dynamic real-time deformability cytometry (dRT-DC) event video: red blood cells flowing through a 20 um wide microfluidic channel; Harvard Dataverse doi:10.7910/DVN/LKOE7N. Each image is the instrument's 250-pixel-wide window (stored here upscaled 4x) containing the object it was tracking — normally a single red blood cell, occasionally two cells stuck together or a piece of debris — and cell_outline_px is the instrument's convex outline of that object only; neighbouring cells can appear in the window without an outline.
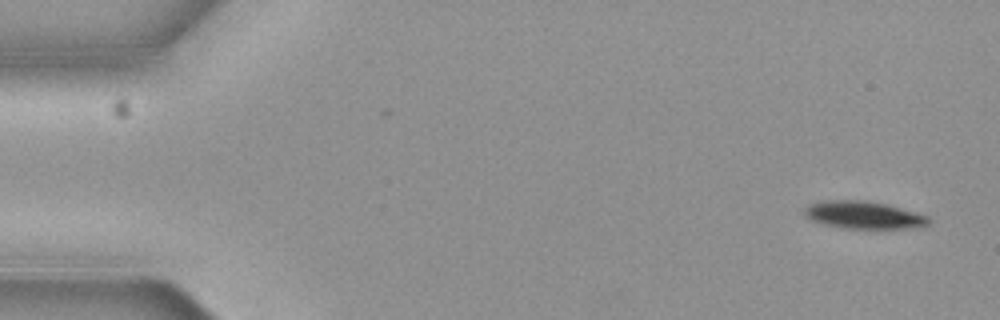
{"species": "common noctule bat (a hibernating species)", "species_latin": "Nyctalus noctula", "temperature_condition": "cold", "stored_images_in_passage": 5, "camera_frame_rate_fps": 3000, "um_per_image_px": 0.085, "animal": {"sex": "female", "body_mass_g": 19.3, "forearm_length_mm": 54.1}, "frame": {"image": 1, "passage_image": 1, "time_ms": 0.0, "image_size_px": [1000, 320], "cell_outline_px": [[932, 224], [924, 228], [844, 228], [824, 224], [812, 220], [804, 216], [804, 208], [808, 204], [824, 200], [860, 200], [884, 204], [928, 216], [932, 220]], "centroid_in_image_um": [73.43, 18.29], "position_along_channel_um": 11.6, "area_um2": 19.94}}
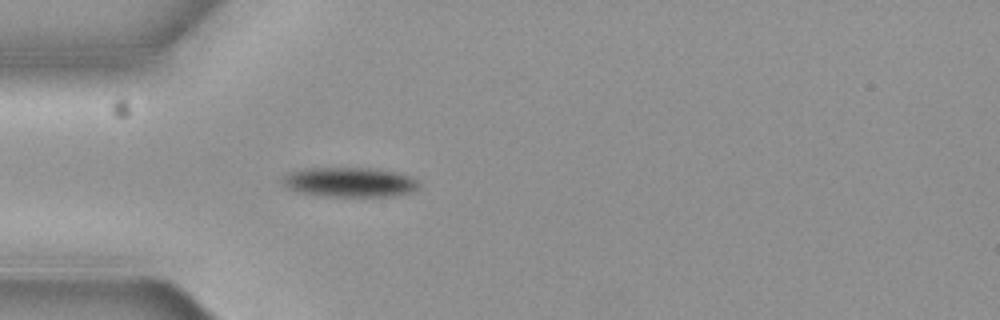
{"frame": {"image": 2, "passage_image": 5, "time_ms": 1.333, "image_size_px": [1000, 320], "cell_outline_px": [[420, 184], [412, 192], [392, 196], [328, 196], [300, 192], [288, 188], [280, 180], [288, 172], [312, 168], [372, 168], [396, 172], [408, 176], [416, 180]], "centroid_in_image_um": [29.72, 15.48], "position_along_channel_um": 55.3, "area_um2": 23.29}}